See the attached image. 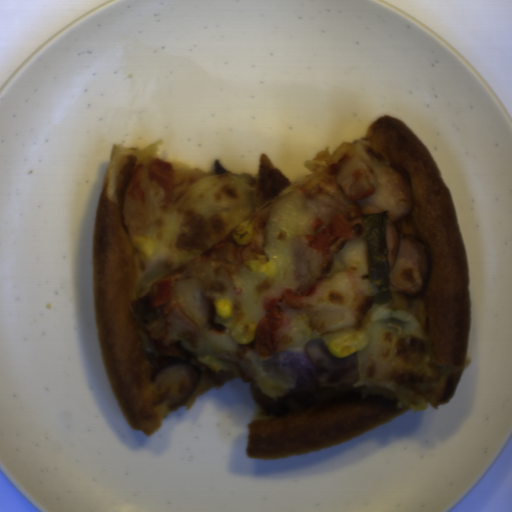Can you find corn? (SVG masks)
I'll return each instance as SVG.
<instances>
[{
  "mask_svg": "<svg viewBox=\"0 0 512 512\" xmlns=\"http://www.w3.org/2000/svg\"><path fill=\"white\" fill-rule=\"evenodd\" d=\"M359 343L356 335L347 334L328 343V351L336 357H345L358 349Z\"/></svg>",
  "mask_w": 512,
  "mask_h": 512,
  "instance_id": "51d56268",
  "label": "corn"
},
{
  "mask_svg": "<svg viewBox=\"0 0 512 512\" xmlns=\"http://www.w3.org/2000/svg\"><path fill=\"white\" fill-rule=\"evenodd\" d=\"M215 310L220 318H229L233 315L231 299L220 298L215 301Z\"/></svg>",
  "mask_w": 512,
  "mask_h": 512,
  "instance_id": "f1292c28",
  "label": "corn"
}]
</instances>
